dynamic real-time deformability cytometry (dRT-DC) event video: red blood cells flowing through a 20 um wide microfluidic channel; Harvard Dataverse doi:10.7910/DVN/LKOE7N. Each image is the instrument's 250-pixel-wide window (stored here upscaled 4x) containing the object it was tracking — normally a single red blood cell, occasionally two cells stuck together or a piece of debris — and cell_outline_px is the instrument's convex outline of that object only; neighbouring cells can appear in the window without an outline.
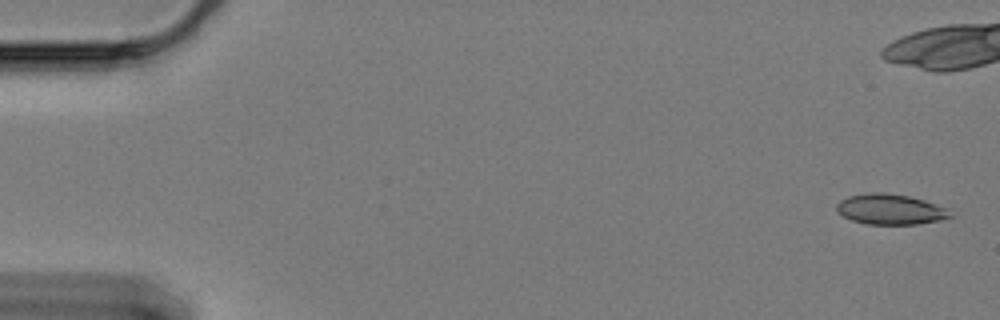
{"species": "Egyptian fruit bat (a non-hibernating species)", "species_latin": "Rousettus aegyptiacus", "temperature_condition": "cold", "stored_images_in_passage": 62, "camera_frame_rate_fps": 3000, "um_per_image_px": 0.085, "animal": {"sex": "female"}, "frame": {"image": 1, "passage_image": 2, "time_ms": 0.333, "image_size_px": [1000, 320], "cell_outline_px": [[952, 216], [940, 220], [916, 224], [864, 224], [852, 220], [836, 212], [836, 204], [840, 200], [848, 196], [868, 192], [884, 192], [908, 196], [924, 200], [944, 208]], "centroid_in_image_um": [75.59, 17.78], "position_along_channel_um": 9.4, "area_um2": 20.0}}
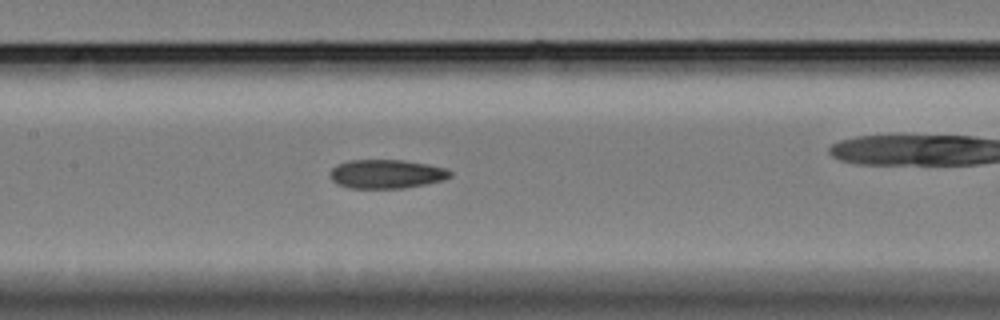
{"frame": {"image": 2, "passage_image": 29, "time_ms": 9.333, "image_size_px": [1000, 320], "cell_outline_px": [[452, 176], [444, 180], [404, 188], [348, 188], [332, 180], [328, 176], [328, 172], [336, 164], [348, 160], [404, 160], [428, 164], [448, 168], [452, 172]], "centroid_in_image_um": [32.84, 14.78], "position_along_channel_um": 174.6, "area_um2": 20.46}}
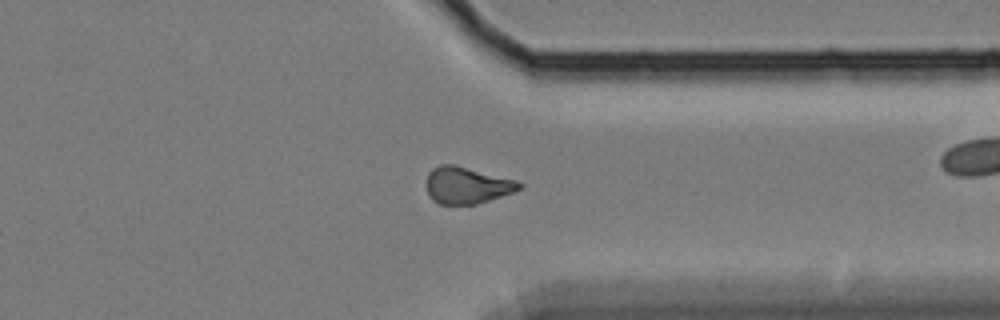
{"frame": {"image": 3, "passage_image": 47, "time_ms": 15.333, "image_size_px": [1000, 320], "cell_outline_px": [[524, 184], [520, 188], [512, 192], [476, 204], [440, 204], [432, 200], [428, 192], [428, 172], [432, 168], [440, 164], [456, 164], [516, 180]], "centroid_in_image_um": [39.68, 15.73], "position_along_channel_um": 371.7, "area_um2": 19.71}}